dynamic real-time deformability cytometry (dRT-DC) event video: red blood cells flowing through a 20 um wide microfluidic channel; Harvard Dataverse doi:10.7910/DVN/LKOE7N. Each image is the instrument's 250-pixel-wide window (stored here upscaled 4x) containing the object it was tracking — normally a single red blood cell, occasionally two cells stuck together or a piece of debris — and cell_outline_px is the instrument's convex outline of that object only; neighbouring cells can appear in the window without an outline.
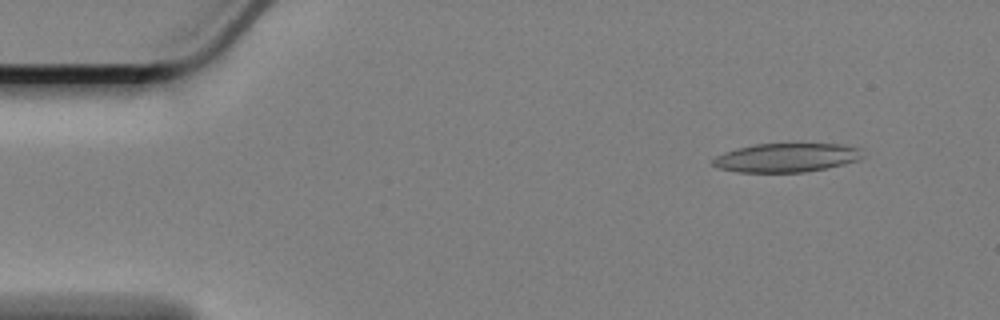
{"species": "Egyptian fruit bat (a non-hibernating species)", "species_latin": "Rousettus aegyptiacus", "temperature_condition": "cold", "stored_images_in_passage": 53, "camera_frame_rate_fps": 3000, "um_per_image_px": 0.085, "animal": {"sex": "female"}, "frame": {"image": 1, "passage_image": 1, "time_ms": 0.0, "image_size_px": [1000, 320], "cell_outline_px": [[864, 156], [860, 160], [844, 164], [804, 172], [736, 172], [720, 168], [712, 164], [712, 160], [716, 156], [724, 152], [736, 148], [756, 144], [840, 144], [860, 148]], "centroid_in_image_um": [66.85, 13.4], "position_along_channel_um": 18.1, "area_um2": 25.14}}
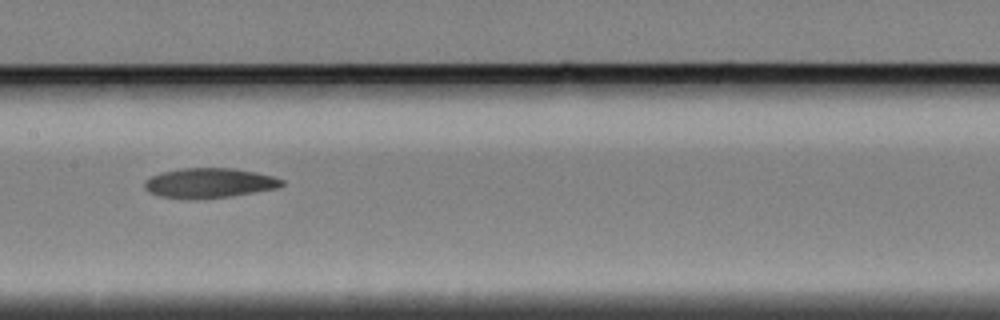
{"frame": {"image": 2, "passage_image": 24, "time_ms": 7.667, "image_size_px": [1000, 320], "cell_outline_px": [[284, 184], [276, 188], [232, 196], [160, 196], [144, 188], [144, 180], [160, 172], [184, 168], [236, 168], [256, 172], [272, 176], [284, 180]], "centroid_in_image_um": [17.84, 15.5], "position_along_channel_um": 189.6, "area_um2": 22.89}}
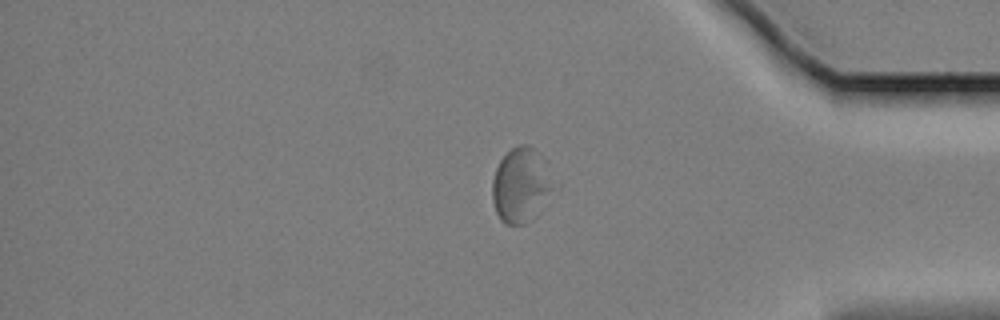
{"frame": {"image": 3, "passage_image": 44, "time_ms": 14.333, "image_size_px": [1000, 320], "cell_outline_px": [[552, 188], [536, 216], [532, 220], [524, 224], [504, 224], [500, 220], [496, 212], [492, 200], [492, 180], [496, 168], [500, 160], [512, 148], [520, 144], [528, 144], [540, 152]], "centroid_in_image_um": [44.21, 15.75], "position_along_channel_um": 391.0, "area_um2": 26.01}}